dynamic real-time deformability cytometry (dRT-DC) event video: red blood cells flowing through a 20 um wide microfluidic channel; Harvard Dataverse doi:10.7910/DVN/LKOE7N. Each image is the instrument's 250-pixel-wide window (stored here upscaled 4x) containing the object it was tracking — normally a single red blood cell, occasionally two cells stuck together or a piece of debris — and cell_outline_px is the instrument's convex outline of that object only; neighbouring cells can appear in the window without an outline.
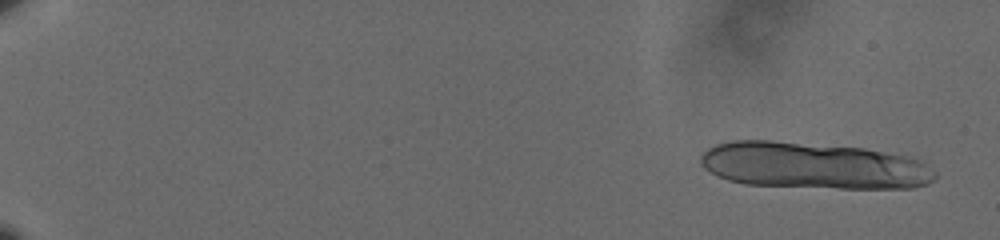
{"species": "human", "species_latin": "Homo sapiens", "temperature_condition": "cold", "stored_images_in_passage": 20, "camera_frame_rate_fps": 3000, "um_per_image_px": 0.085, "donor": {"sex": "male"}, "frame": {"image": 1, "passage_image": 3, "time_ms": 0.667, "image_size_px": [1000, 240], "cell_outline_px": [[936, 176], [928, 184], [912, 188], [840, 188], [744, 184], [728, 180], [704, 168], [700, 164], [700, 156], [708, 148], [716, 144], [732, 140], [772, 140], [864, 148], [904, 156], [920, 160], [936, 172]], "centroid_in_image_um": [69.12, 14.07], "position_along_channel_um": 15.9, "area_um2": 63.52}}